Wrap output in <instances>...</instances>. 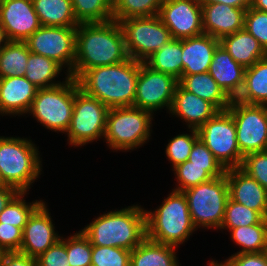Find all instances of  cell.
Segmentation results:
<instances>
[{
  "label": "cell",
  "instance_id": "681fc988",
  "mask_svg": "<svg viewBox=\"0 0 267 266\" xmlns=\"http://www.w3.org/2000/svg\"><path fill=\"white\" fill-rule=\"evenodd\" d=\"M201 4L223 3L232 7L248 9L251 7V0H199Z\"/></svg>",
  "mask_w": 267,
  "mask_h": 266
},
{
  "label": "cell",
  "instance_id": "7402d4cb",
  "mask_svg": "<svg viewBox=\"0 0 267 266\" xmlns=\"http://www.w3.org/2000/svg\"><path fill=\"white\" fill-rule=\"evenodd\" d=\"M245 69L219 45L214 51L208 73L231 99H236L244 86Z\"/></svg>",
  "mask_w": 267,
  "mask_h": 266
},
{
  "label": "cell",
  "instance_id": "e0dca14e",
  "mask_svg": "<svg viewBox=\"0 0 267 266\" xmlns=\"http://www.w3.org/2000/svg\"><path fill=\"white\" fill-rule=\"evenodd\" d=\"M49 210L42 202L30 215L23 229V238L19 251L37 258L51 246L56 244L61 237L55 231Z\"/></svg>",
  "mask_w": 267,
  "mask_h": 266
},
{
  "label": "cell",
  "instance_id": "52a82bcc",
  "mask_svg": "<svg viewBox=\"0 0 267 266\" xmlns=\"http://www.w3.org/2000/svg\"><path fill=\"white\" fill-rule=\"evenodd\" d=\"M196 229H220L224 219L229 186L226 174L183 191Z\"/></svg>",
  "mask_w": 267,
  "mask_h": 266
},
{
  "label": "cell",
  "instance_id": "8d00e7d4",
  "mask_svg": "<svg viewBox=\"0 0 267 266\" xmlns=\"http://www.w3.org/2000/svg\"><path fill=\"white\" fill-rule=\"evenodd\" d=\"M264 217L257 211L233 201L230 197L226 203L221 229H232L260 223Z\"/></svg>",
  "mask_w": 267,
  "mask_h": 266
},
{
  "label": "cell",
  "instance_id": "5b68a950",
  "mask_svg": "<svg viewBox=\"0 0 267 266\" xmlns=\"http://www.w3.org/2000/svg\"><path fill=\"white\" fill-rule=\"evenodd\" d=\"M39 154L30 139L0 136L1 185L28 192L30 185L41 175Z\"/></svg>",
  "mask_w": 267,
  "mask_h": 266
},
{
  "label": "cell",
  "instance_id": "f35d334b",
  "mask_svg": "<svg viewBox=\"0 0 267 266\" xmlns=\"http://www.w3.org/2000/svg\"><path fill=\"white\" fill-rule=\"evenodd\" d=\"M189 132L192 134H179L167 144L165 153L173 168L188 160L192 147L199 138L197 129L191 128Z\"/></svg>",
  "mask_w": 267,
  "mask_h": 266
},
{
  "label": "cell",
  "instance_id": "ee69618b",
  "mask_svg": "<svg viewBox=\"0 0 267 266\" xmlns=\"http://www.w3.org/2000/svg\"><path fill=\"white\" fill-rule=\"evenodd\" d=\"M23 238V230L11 224L0 222V251H19Z\"/></svg>",
  "mask_w": 267,
  "mask_h": 266
},
{
  "label": "cell",
  "instance_id": "7dc6e473",
  "mask_svg": "<svg viewBox=\"0 0 267 266\" xmlns=\"http://www.w3.org/2000/svg\"><path fill=\"white\" fill-rule=\"evenodd\" d=\"M0 266H37L36 258L21 251L2 252Z\"/></svg>",
  "mask_w": 267,
  "mask_h": 266
},
{
  "label": "cell",
  "instance_id": "b9f144b4",
  "mask_svg": "<svg viewBox=\"0 0 267 266\" xmlns=\"http://www.w3.org/2000/svg\"><path fill=\"white\" fill-rule=\"evenodd\" d=\"M240 168L267 190V154L264 151L244 156Z\"/></svg>",
  "mask_w": 267,
  "mask_h": 266
},
{
  "label": "cell",
  "instance_id": "6da1fadb",
  "mask_svg": "<svg viewBox=\"0 0 267 266\" xmlns=\"http://www.w3.org/2000/svg\"><path fill=\"white\" fill-rule=\"evenodd\" d=\"M75 62L69 75L78 79L86 70L121 63L129 58L122 28L116 20L77 26Z\"/></svg>",
  "mask_w": 267,
  "mask_h": 266
},
{
  "label": "cell",
  "instance_id": "f546056e",
  "mask_svg": "<svg viewBox=\"0 0 267 266\" xmlns=\"http://www.w3.org/2000/svg\"><path fill=\"white\" fill-rule=\"evenodd\" d=\"M62 69L54 60L30 52L24 76L39 89L51 88L63 83L55 81Z\"/></svg>",
  "mask_w": 267,
  "mask_h": 266
},
{
  "label": "cell",
  "instance_id": "836d02e7",
  "mask_svg": "<svg viewBox=\"0 0 267 266\" xmlns=\"http://www.w3.org/2000/svg\"><path fill=\"white\" fill-rule=\"evenodd\" d=\"M75 18L81 23L113 20V0H71Z\"/></svg>",
  "mask_w": 267,
  "mask_h": 266
},
{
  "label": "cell",
  "instance_id": "9c48e42d",
  "mask_svg": "<svg viewBox=\"0 0 267 266\" xmlns=\"http://www.w3.org/2000/svg\"><path fill=\"white\" fill-rule=\"evenodd\" d=\"M109 108L86 94L74 79V109L68 131L69 145L78 147L104 138Z\"/></svg>",
  "mask_w": 267,
  "mask_h": 266
},
{
  "label": "cell",
  "instance_id": "ab89813d",
  "mask_svg": "<svg viewBox=\"0 0 267 266\" xmlns=\"http://www.w3.org/2000/svg\"><path fill=\"white\" fill-rule=\"evenodd\" d=\"M91 266H130L131 251L92 245Z\"/></svg>",
  "mask_w": 267,
  "mask_h": 266
},
{
  "label": "cell",
  "instance_id": "ac0fdd59",
  "mask_svg": "<svg viewBox=\"0 0 267 266\" xmlns=\"http://www.w3.org/2000/svg\"><path fill=\"white\" fill-rule=\"evenodd\" d=\"M229 197L267 219V190L240 167L226 169Z\"/></svg>",
  "mask_w": 267,
  "mask_h": 266
},
{
  "label": "cell",
  "instance_id": "7a4b0ae2",
  "mask_svg": "<svg viewBox=\"0 0 267 266\" xmlns=\"http://www.w3.org/2000/svg\"><path fill=\"white\" fill-rule=\"evenodd\" d=\"M141 61L127 60L86 70L78 85L109 109L133 106Z\"/></svg>",
  "mask_w": 267,
  "mask_h": 266
},
{
  "label": "cell",
  "instance_id": "83f0119b",
  "mask_svg": "<svg viewBox=\"0 0 267 266\" xmlns=\"http://www.w3.org/2000/svg\"><path fill=\"white\" fill-rule=\"evenodd\" d=\"M41 26L77 27L71 0H32Z\"/></svg>",
  "mask_w": 267,
  "mask_h": 266
},
{
  "label": "cell",
  "instance_id": "c3c4849f",
  "mask_svg": "<svg viewBox=\"0 0 267 266\" xmlns=\"http://www.w3.org/2000/svg\"><path fill=\"white\" fill-rule=\"evenodd\" d=\"M17 193L18 191L11 186L0 185V213Z\"/></svg>",
  "mask_w": 267,
  "mask_h": 266
},
{
  "label": "cell",
  "instance_id": "d590c367",
  "mask_svg": "<svg viewBox=\"0 0 267 266\" xmlns=\"http://www.w3.org/2000/svg\"><path fill=\"white\" fill-rule=\"evenodd\" d=\"M26 192H18L6 205L0 213V222L4 224H11L18 228L24 229L28 218L33 211L43 202L42 200H35L32 203H27L24 200Z\"/></svg>",
  "mask_w": 267,
  "mask_h": 266
},
{
  "label": "cell",
  "instance_id": "2e32d148",
  "mask_svg": "<svg viewBox=\"0 0 267 266\" xmlns=\"http://www.w3.org/2000/svg\"><path fill=\"white\" fill-rule=\"evenodd\" d=\"M0 24L9 41L24 42L41 27L32 0H1Z\"/></svg>",
  "mask_w": 267,
  "mask_h": 266
},
{
  "label": "cell",
  "instance_id": "f6af8a7d",
  "mask_svg": "<svg viewBox=\"0 0 267 266\" xmlns=\"http://www.w3.org/2000/svg\"><path fill=\"white\" fill-rule=\"evenodd\" d=\"M188 161L197 166H222L200 138L195 141Z\"/></svg>",
  "mask_w": 267,
  "mask_h": 266
},
{
  "label": "cell",
  "instance_id": "8992f818",
  "mask_svg": "<svg viewBox=\"0 0 267 266\" xmlns=\"http://www.w3.org/2000/svg\"><path fill=\"white\" fill-rule=\"evenodd\" d=\"M152 119L150 111L138 107L111 108L107 115L104 140L112 150L126 152L137 149L149 140Z\"/></svg>",
  "mask_w": 267,
  "mask_h": 266
},
{
  "label": "cell",
  "instance_id": "277c9868",
  "mask_svg": "<svg viewBox=\"0 0 267 266\" xmlns=\"http://www.w3.org/2000/svg\"><path fill=\"white\" fill-rule=\"evenodd\" d=\"M146 213V237L174 247L183 244L197 230L193 224L188 201L181 191L173 190L155 211Z\"/></svg>",
  "mask_w": 267,
  "mask_h": 266
},
{
  "label": "cell",
  "instance_id": "9a60e30c",
  "mask_svg": "<svg viewBox=\"0 0 267 266\" xmlns=\"http://www.w3.org/2000/svg\"><path fill=\"white\" fill-rule=\"evenodd\" d=\"M173 39L204 34L199 0H162L159 15Z\"/></svg>",
  "mask_w": 267,
  "mask_h": 266
},
{
  "label": "cell",
  "instance_id": "cb8c5ba5",
  "mask_svg": "<svg viewBox=\"0 0 267 266\" xmlns=\"http://www.w3.org/2000/svg\"><path fill=\"white\" fill-rule=\"evenodd\" d=\"M220 45L232 58L245 68L267 57V51L245 29L226 35L220 39Z\"/></svg>",
  "mask_w": 267,
  "mask_h": 266
},
{
  "label": "cell",
  "instance_id": "f5cc1de1",
  "mask_svg": "<svg viewBox=\"0 0 267 266\" xmlns=\"http://www.w3.org/2000/svg\"><path fill=\"white\" fill-rule=\"evenodd\" d=\"M208 266H229V264L226 261L218 262L217 260H212L208 263Z\"/></svg>",
  "mask_w": 267,
  "mask_h": 266
},
{
  "label": "cell",
  "instance_id": "4316f807",
  "mask_svg": "<svg viewBox=\"0 0 267 266\" xmlns=\"http://www.w3.org/2000/svg\"><path fill=\"white\" fill-rule=\"evenodd\" d=\"M236 100L246 104L267 105V57L245 69L244 86Z\"/></svg>",
  "mask_w": 267,
  "mask_h": 266
},
{
  "label": "cell",
  "instance_id": "4dcf8cb0",
  "mask_svg": "<svg viewBox=\"0 0 267 266\" xmlns=\"http://www.w3.org/2000/svg\"><path fill=\"white\" fill-rule=\"evenodd\" d=\"M177 176L176 191H185L198 184H202L212 180L213 178L225 175L226 169L223 166H197L191 165L190 161H185L182 164L173 168Z\"/></svg>",
  "mask_w": 267,
  "mask_h": 266
},
{
  "label": "cell",
  "instance_id": "74e56055",
  "mask_svg": "<svg viewBox=\"0 0 267 266\" xmlns=\"http://www.w3.org/2000/svg\"><path fill=\"white\" fill-rule=\"evenodd\" d=\"M65 247L71 266H91L92 244L81 231L66 238Z\"/></svg>",
  "mask_w": 267,
  "mask_h": 266
},
{
  "label": "cell",
  "instance_id": "e575fe53",
  "mask_svg": "<svg viewBox=\"0 0 267 266\" xmlns=\"http://www.w3.org/2000/svg\"><path fill=\"white\" fill-rule=\"evenodd\" d=\"M162 0H113V20L159 15Z\"/></svg>",
  "mask_w": 267,
  "mask_h": 266
},
{
  "label": "cell",
  "instance_id": "7bdbcfd3",
  "mask_svg": "<svg viewBox=\"0 0 267 266\" xmlns=\"http://www.w3.org/2000/svg\"><path fill=\"white\" fill-rule=\"evenodd\" d=\"M37 266H71L65 247V239H61L36 258Z\"/></svg>",
  "mask_w": 267,
  "mask_h": 266
},
{
  "label": "cell",
  "instance_id": "1f68e13d",
  "mask_svg": "<svg viewBox=\"0 0 267 266\" xmlns=\"http://www.w3.org/2000/svg\"><path fill=\"white\" fill-rule=\"evenodd\" d=\"M229 231L232 241L242 248L235 254L267 251V219L264 218L258 224L239 226Z\"/></svg>",
  "mask_w": 267,
  "mask_h": 266
},
{
  "label": "cell",
  "instance_id": "7c38bea8",
  "mask_svg": "<svg viewBox=\"0 0 267 266\" xmlns=\"http://www.w3.org/2000/svg\"><path fill=\"white\" fill-rule=\"evenodd\" d=\"M227 110L235 122L241 155L263 151L267 142V105L246 104L232 99Z\"/></svg>",
  "mask_w": 267,
  "mask_h": 266
},
{
  "label": "cell",
  "instance_id": "db71d44e",
  "mask_svg": "<svg viewBox=\"0 0 267 266\" xmlns=\"http://www.w3.org/2000/svg\"><path fill=\"white\" fill-rule=\"evenodd\" d=\"M263 151L267 154V142Z\"/></svg>",
  "mask_w": 267,
  "mask_h": 266
},
{
  "label": "cell",
  "instance_id": "d6986e66",
  "mask_svg": "<svg viewBox=\"0 0 267 266\" xmlns=\"http://www.w3.org/2000/svg\"><path fill=\"white\" fill-rule=\"evenodd\" d=\"M204 34L221 39L244 29L246 9L232 7L223 3L201 4Z\"/></svg>",
  "mask_w": 267,
  "mask_h": 266
},
{
  "label": "cell",
  "instance_id": "f907efd6",
  "mask_svg": "<svg viewBox=\"0 0 267 266\" xmlns=\"http://www.w3.org/2000/svg\"><path fill=\"white\" fill-rule=\"evenodd\" d=\"M251 8L267 12V0H251Z\"/></svg>",
  "mask_w": 267,
  "mask_h": 266
},
{
  "label": "cell",
  "instance_id": "484cf974",
  "mask_svg": "<svg viewBox=\"0 0 267 266\" xmlns=\"http://www.w3.org/2000/svg\"><path fill=\"white\" fill-rule=\"evenodd\" d=\"M175 248L146 237L131 251L130 266H179Z\"/></svg>",
  "mask_w": 267,
  "mask_h": 266
},
{
  "label": "cell",
  "instance_id": "4fadbf2b",
  "mask_svg": "<svg viewBox=\"0 0 267 266\" xmlns=\"http://www.w3.org/2000/svg\"><path fill=\"white\" fill-rule=\"evenodd\" d=\"M76 31L77 27L41 26L24 42L30 52L67 67L69 76L75 62Z\"/></svg>",
  "mask_w": 267,
  "mask_h": 266
},
{
  "label": "cell",
  "instance_id": "d4e9b609",
  "mask_svg": "<svg viewBox=\"0 0 267 266\" xmlns=\"http://www.w3.org/2000/svg\"><path fill=\"white\" fill-rule=\"evenodd\" d=\"M178 83L187 91L212 103L219 111L227 110L232 99L208 73L182 75Z\"/></svg>",
  "mask_w": 267,
  "mask_h": 266
},
{
  "label": "cell",
  "instance_id": "bcb514c9",
  "mask_svg": "<svg viewBox=\"0 0 267 266\" xmlns=\"http://www.w3.org/2000/svg\"><path fill=\"white\" fill-rule=\"evenodd\" d=\"M229 266H267V251L231 255L225 260Z\"/></svg>",
  "mask_w": 267,
  "mask_h": 266
},
{
  "label": "cell",
  "instance_id": "f1b7e54d",
  "mask_svg": "<svg viewBox=\"0 0 267 266\" xmlns=\"http://www.w3.org/2000/svg\"><path fill=\"white\" fill-rule=\"evenodd\" d=\"M144 63L151 69L180 79L183 72L182 39H171L149 56Z\"/></svg>",
  "mask_w": 267,
  "mask_h": 266
},
{
  "label": "cell",
  "instance_id": "30bf717a",
  "mask_svg": "<svg viewBox=\"0 0 267 266\" xmlns=\"http://www.w3.org/2000/svg\"><path fill=\"white\" fill-rule=\"evenodd\" d=\"M197 132L225 169L241 166L243 156L237 144L235 122L228 110L218 111Z\"/></svg>",
  "mask_w": 267,
  "mask_h": 266
},
{
  "label": "cell",
  "instance_id": "8fae6325",
  "mask_svg": "<svg viewBox=\"0 0 267 266\" xmlns=\"http://www.w3.org/2000/svg\"><path fill=\"white\" fill-rule=\"evenodd\" d=\"M129 58L144 62L172 36L158 15L133 17L119 22Z\"/></svg>",
  "mask_w": 267,
  "mask_h": 266
},
{
  "label": "cell",
  "instance_id": "ffe728a7",
  "mask_svg": "<svg viewBox=\"0 0 267 266\" xmlns=\"http://www.w3.org/2000/svg\"><path fill=\"white\" fill-rule=\"evenodd\" d=\"M38 89L25 76L0 78V114L28 113Z\"/></svg>",
  "mask_w": 267,
  "mask_h": 266
},
{
  "label": "cell",
  "instance_id": "816d5d0a",
  "mask_svg": "<svg viewBox=\"0 0 267 266\" xmlns=\"http://www.w3.org/2000/svg\"><path fill=\"white\" fill-rule=\"evenodd\" d=\"M9 42L4 28L0 24V49Z\"/></svg>",
  "mask_w": 267,
  "mask_h": 266
},
{
  "label": "cell",
  "instance_id": "ba28073f",
  "mask_svg": "<svg viewBox=\"0 0 267 266\" xmlns=\"http://www.w3.org/2000/svg\"><path fill=\"white\" fill-rule=\"evenodd\" d=\"M62 84L38 89L28 113L51 131L66 133L74 109V78L67 76Z\"/></svg>",
  "mask_w": 267,
  "mask_h": 266
},
{
  "label": "cell",
  "instance_id": "603a6c76",
  "mask_svg": "<svg viewBox=\"0 0 267 266\" xmlns=\"http://www.w3.org/2000/svg\"><path fill=\"white\" fill-rule=\"evenodd\" d=\"M219 45L220 40L208 34L182 39V75L208 72Z\"/></svg>",
  "mask_w": 267,
  "mask_h": 266
},
{
  "label": "cell",
  "instance_id": "3957f363",
  "mask_svg": "<svg viewBox=\"0 0 267 266\" xmlns=\"http://www.w3.org/2000/svg\"><path fill=\"white\" fill-rule=\"evenodd\" d=\"M80 231L94 246L132 251L146 238V213L138 205L128 206L98 216Z\"/></svg>",
  "mask_w": 267,
  "mask_h": 266
},
{
  "label": "cell",
  "instance_id": "44dd1931",
  "mask_svg": "<svg viewBox=\"0 0 267 266\" xmlns=\"http://www.w3.org/2000/svg\"><path fill=\"white\" fill-rule=\"evenodd\" d=\"M218 111L212 103L185 90L178 83L169 113L184 119L189 129H198Z\"/></svg>",
  "mask_w": 267,
  "mask_h": 266
},
{
  "label": "cell",
  "instance_id": "d6a6232c",
  "mask_svg": "<svg viewBox=\"0 0 267 266\" xmlns=\"http://www.w3.org/2000/svg\"><path fill=\"white\" fill-rule=\"evenodd\" d=\"M29 54L25 42L9 41L0 49V78L24 76Z\"/></svg>",
  "mask_w": 267,
  "mask_h": 266
},
{
  "label": "cell",
  "instance_id": "5bb4252c",
  "mask_svg": "<svg viewBox=\"0 0 267 266\" xmlns=\"http://www.w3.org/2000/svg\"><path fill=\"white\" fill-rule=\"evenodd\" d=\"M177 85L174 76L155 71L142 62L133 106L152 114L165 106L170 111Z\"/></svg>",
  "mask_w": 267,
  "mask_h": 266
},
{
  "label": "cell",
  "instance_id": "60d3db41",
  "mask_svg": "<svg viewBox=\"0 0 267 266\" xmlns=\"http://www.w3.org/2000/svg\"><path fill=\"white\" fill-rule=\"evenodd\" d=\"M244 29L267 51V12L249 7L244 16Z\"/></svg>",
  "mask_w": 267,
  "mask_h": 266
}]
</instances>
